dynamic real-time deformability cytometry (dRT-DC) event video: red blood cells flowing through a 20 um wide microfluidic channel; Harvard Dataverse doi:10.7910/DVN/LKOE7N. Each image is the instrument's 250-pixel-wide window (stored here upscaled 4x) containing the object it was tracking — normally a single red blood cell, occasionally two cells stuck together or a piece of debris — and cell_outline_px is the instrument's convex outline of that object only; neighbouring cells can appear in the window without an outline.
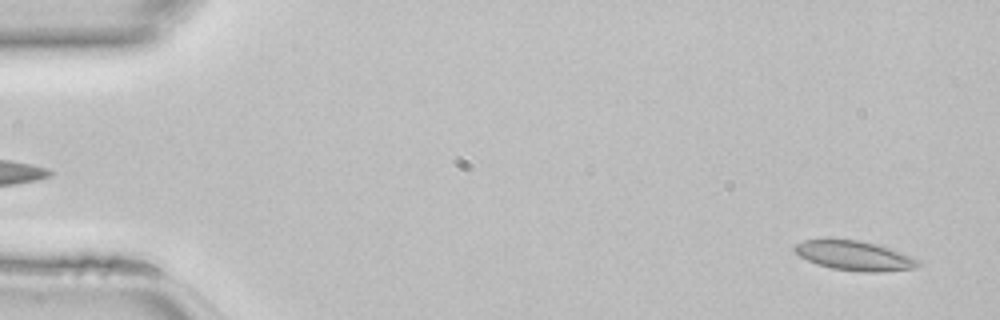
{"species": "common noctule bat (a hibernating species)", "species_latin": "Nyctalus noctula", "temperature_condition": "room temperature", "stored_images_in_passage": 45, "camera_frame_rate_fps": 3000, "um_per_image_px": 0.085, "animal": {"sex": "female", "body_mass_g": 22.7, "forearm_length_mm": 54.2}, "frame": {"image": 1, "passage_image": 2, "time_ms": 0.333, "image_size_px": [1000, 320], "cell_outline_px": [[920, 264], [912, 268], [880, 272], [860, 272], [832, 268], [816, 264], [800, 256], [792, 248], [796, 244], [804, 240], [856, 240], [876, 244], [912, 256], [920, 260]], "centroid_in_image_um": [72.63, 21.74], "position_along_channel_um": 12.4, "area_um2": 20.92}}
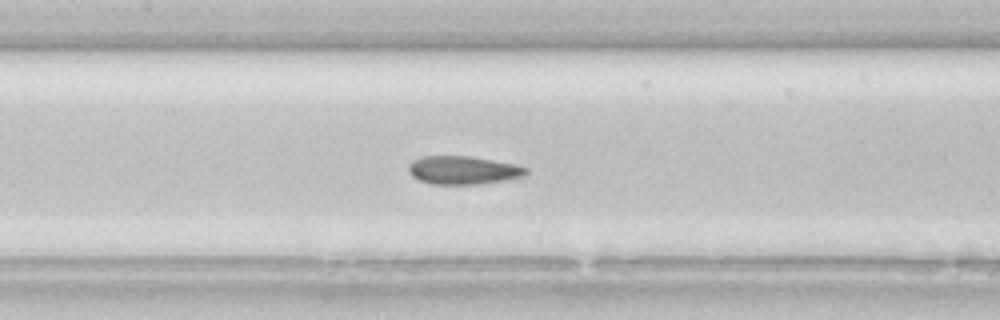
{"frame": {"image": 2, "passage_image": 21, "time_ms": 6.667, "image_size_px": [1000, 320], "cell_outline_px": [[528, 172], [524, 176], [480, 184], [428, 184], [412, 176], [408, 172], [408, 164], [412, 160], [420, 156], [468, 156], [516, 164], [528, 168]], "centroid_in_image_um": [39.32, 14.46], "position_along_channel_um": 168.1, "area_um2": 19.42}}
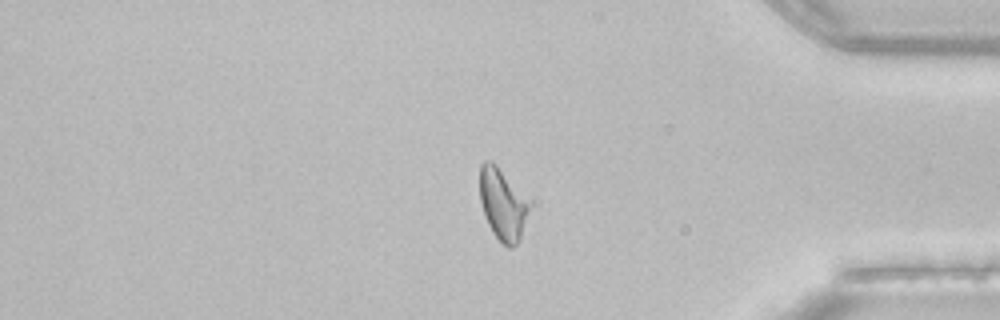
{"frame": {"image": 3, "passage_image": 38, "time_ms": 12.333, "image_size_px": [1000, 320], "cell_outline_px": [[528, 208], [520, 240], [512, 248], [508, 248], [492, 232], [484, 216], [480, 200], [480, 164], [484, 160], [492, 160], [496, 164], [528, 204]], "centroid_in_image_um": [42.65, 17.38], "position_along_channel_um": 392.6, "area_um2": 19.77}}